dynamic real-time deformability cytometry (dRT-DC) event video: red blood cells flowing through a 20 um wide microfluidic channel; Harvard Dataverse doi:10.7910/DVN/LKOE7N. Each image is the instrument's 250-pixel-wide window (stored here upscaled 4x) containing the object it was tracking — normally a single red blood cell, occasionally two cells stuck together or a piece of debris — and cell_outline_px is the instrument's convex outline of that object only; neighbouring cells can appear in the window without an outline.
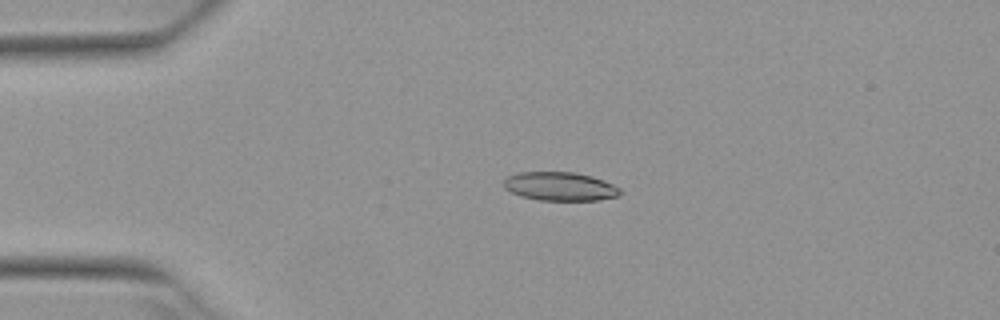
{"species": "Egyptian fruit bat (a non-hibernating species)", "species_latin": "Rousettus aegyptiacus", "temperature_condition": "warm", "stored_images_in_passage": 2, "camera_frame_rate_fps": 3000, "um_per_image_px": 0.085, "animal": {"sex": "female"}, "frame": {"image": 1, "passage_image": 2, "time_ms": 0.333, "image_size_px": [1000, 320], "cell_outline_px": [[624, 192], [620, 196], [600, 200], [540, 200], [520, 196], [504, 188], [504, 180], [508, 176], [520, 172], [576, 172], [592, 176], [604, 180], [620, 188]], "centroid_in_image_um": [47.65, 15.84], "position_along_channel_um": 37.3, "area_um2": 19.59}}